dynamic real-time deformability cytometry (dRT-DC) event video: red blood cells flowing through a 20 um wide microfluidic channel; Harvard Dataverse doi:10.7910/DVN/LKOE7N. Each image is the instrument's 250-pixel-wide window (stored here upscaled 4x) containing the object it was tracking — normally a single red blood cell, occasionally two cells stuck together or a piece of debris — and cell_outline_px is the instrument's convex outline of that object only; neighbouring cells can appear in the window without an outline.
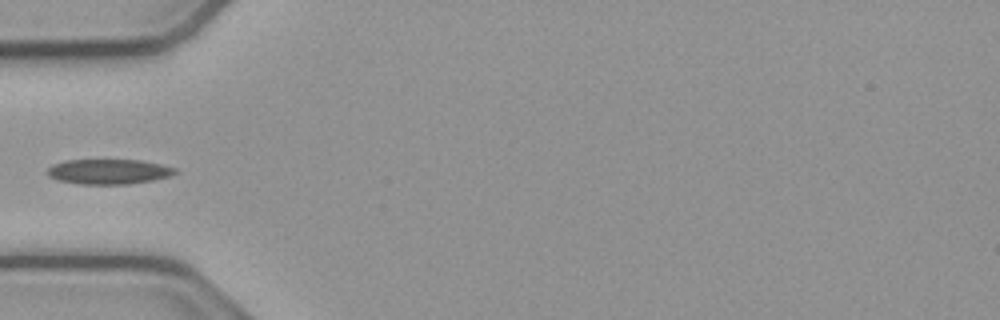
{"species": "common noctule bat (a hibernating species)", "species_latin": "Nyctalus noctula", "temperature_condition": "cold", "stored_images_in_passage": 37, "camera_frame_rate_fps": 3000, "um_per_image_px": 0.085, "animal": {"sex": "male", "body_mass_g": 23.1, "forearm_length_mm": 52.7}, "frame": {"image": 1, "passage_image": 1, "time_ms": 0.0, "image_size_px": [1000, 320], "cell_outline_px": [[176, 172], [168, 176], [152, 180], [128, 184], [76, 184], [56, 180], [48, 176], [48, 168], [52, 164], [64, 160], [140, 160], [160, 164], [176, 168]], "centroid_in_image_um": [9.18, 14.59], "position_along_channel_um": 75.8, "area_um2": 18.61}}
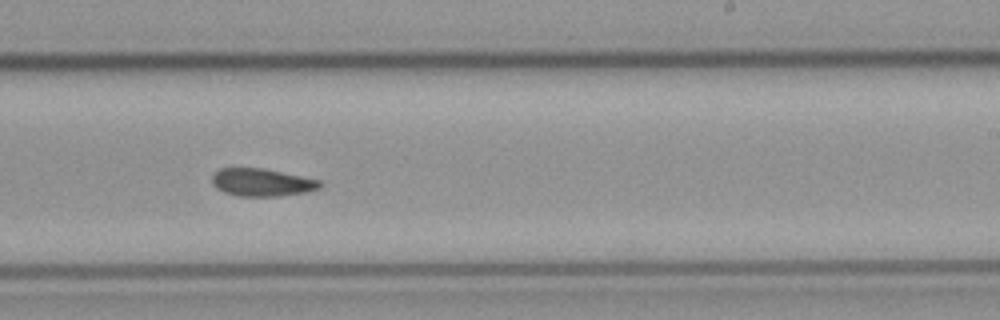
{"frame": {"image": 2, "passage_image": 16, "time_ms": 5.0, "image_size_px": [1000, 320], "cell_outline_px": [[324, 184], [320, 188], [308, 192], [280, 196], [236, 196], [224, 192], [216, 188], [212, 184], [212, 172], [220, 168], [264, 168], [320, 180]], "centroid_in_image_um": [22.25, 15.5], "position_along_channel_um": 266.7, "area_um2": 17.69}}
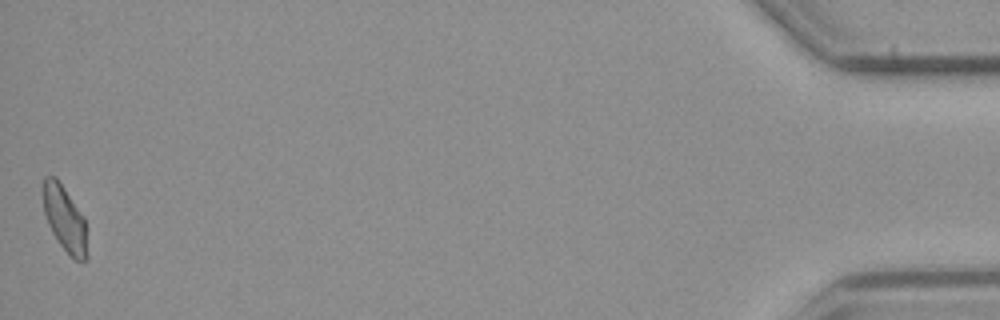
{"frame": {"image": 3, "passage_image": 37, "time_ms": 12.0, "image_size_px": [1000, 320], "cell_outline_px": [[88, 260], [76, 260], [60, 244], [52, 232], [48, 224], [44, 212], [44, 176], [56, 176], [84, 216], [88, 256]], "centroid_in_image_um": [5.52, 18.59], "position_along_channel_um": 429.7, "area_um2": 16.59}}